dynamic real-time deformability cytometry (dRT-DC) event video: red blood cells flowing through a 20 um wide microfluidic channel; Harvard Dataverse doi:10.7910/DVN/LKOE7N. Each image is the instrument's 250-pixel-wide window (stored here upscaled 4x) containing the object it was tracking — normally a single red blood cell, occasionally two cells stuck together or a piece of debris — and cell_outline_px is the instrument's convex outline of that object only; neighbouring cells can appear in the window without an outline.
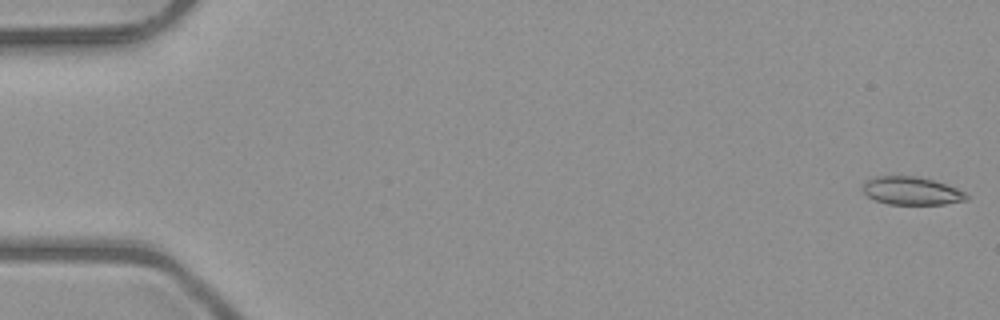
{"species": "common noctule bat (a hibernating species)", "species_latin": "Nyctalus noctula", "temperature_condition": "room temperature", "stored_images_in_passage": 15, "camera_frame_rate_fps": 3000, "um_per_image_px": 0.085, "animal": {"sex": "male", "body_mass_g": 23.1, "forearm_length_mm": 52.7}, "frame": {"image": 1, "passage_image": 1, "time_ms": 0.0, "image_size_px": [1000, 320], "cell_outline_px": [[968, 200], [944, 204], [888, 204], [876, 200], [868, 196], [860, 188], [864, 180], [872, 176], [920, 176], [956, 188], [964, 192], [968, 196]], "centroid_in_image_um": [77.42, 16.21], "position_along_channel_um": 7.6, "area_um2": 17.05}}